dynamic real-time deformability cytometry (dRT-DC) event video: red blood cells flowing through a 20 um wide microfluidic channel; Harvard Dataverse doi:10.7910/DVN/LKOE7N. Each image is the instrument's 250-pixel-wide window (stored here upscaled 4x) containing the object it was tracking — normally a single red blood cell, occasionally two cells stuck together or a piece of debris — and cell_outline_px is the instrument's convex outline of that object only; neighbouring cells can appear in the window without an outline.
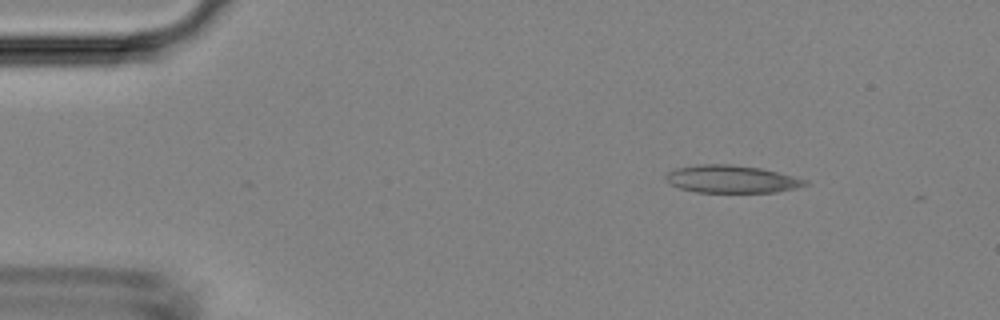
{"species": "Egyptian fruit bat (a non-hibernating species)", "species_latin": "Rousettus aegyptiacus", "temperature_condition": "room temperature", "stored_images_in_passage": 2, "camera_frame_rate_fps": 3000, "um_per_image_px": 0.085, "animal": {"sex": "female"}, "frame": {"image": 1, "passage_image": 1, "time_ms": 0.0, "image_size_px": [1000, 320], "cell_outline_px": [[812, 184], [796, 188], [776, 192], [696, 192], [680, 188], [668, 184], [664, 180], [664, 176], [668, 172], [676, 168], [696, 164], [732, 164], [760, 168], [808, 180]], "centroid_in_image_um": [62.15, 15.22], "position_along_channel_um": 22.8, "area_um2": 22.6}}